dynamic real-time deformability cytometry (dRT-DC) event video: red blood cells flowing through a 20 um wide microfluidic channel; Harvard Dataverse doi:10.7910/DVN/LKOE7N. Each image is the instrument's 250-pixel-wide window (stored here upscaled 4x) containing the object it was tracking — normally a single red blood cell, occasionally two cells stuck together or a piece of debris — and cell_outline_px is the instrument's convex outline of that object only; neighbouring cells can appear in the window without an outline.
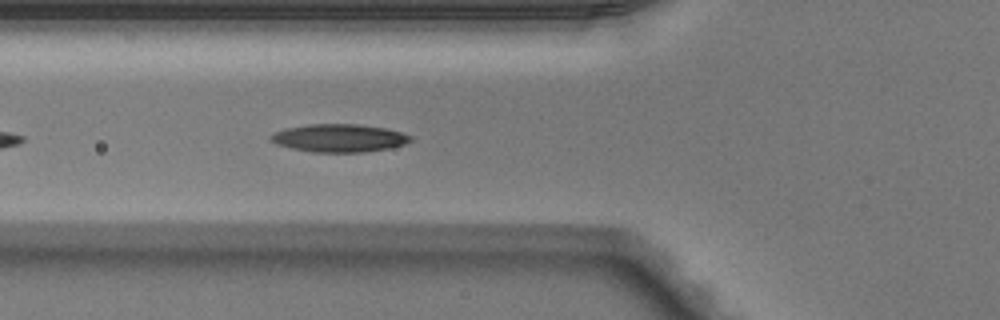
{"species": "Egyptian fruit bat (a non-hibernating species)", "species_latin": "Rousettus aegyptiacus", "temperature_condition": "warm", "stored_images_in_passage": 36, "camera_frame_rate_fps": 3000, "um_per_image_px": 0.085, "animal": {"sex": "male"}, "frame": {"image": 1, "passage_image": 5, "time_ms": 1.333, "image_size_px": [1000, 320], "cell_outline_px": [[412, 140], [404, 144], [388, 148], [364, 152], [312, 152], [292, 148], [276, 144], [268, 136], [284, 128], [308, 124], [360, 124], [384, 128], [400, 132], [412, 136]], "centroid_in_image_um": [28.81, 11.73], "position_along_channel_um": 97.0, "area_um2": 22.66}}
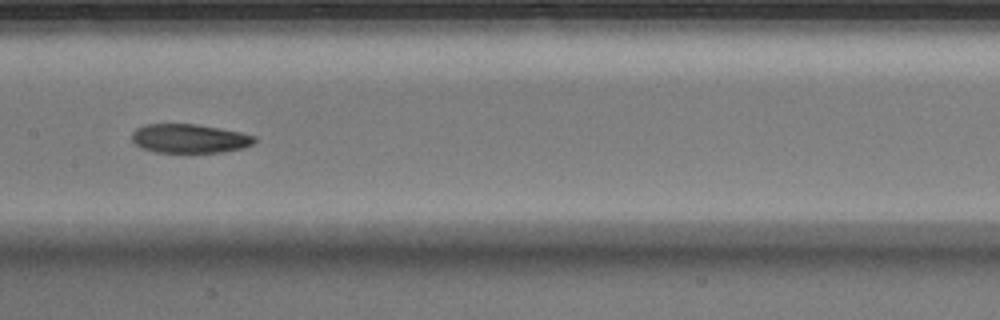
{"frame": {"image": 2, "passage_image": 12, "time_ms": 3.667, "image_size_px": [1000, 320], "cell_outline_px": [[256, 140], [252, 144], [244, 148], [224, 152], [156, 152], [140, 148], [132, 140], [132, 132], [136, 128], [144, 124], [196, 124], [240, 132], [256, 136]], "centroid_in_image_um": [16.09, 11.77], "position_along_channel_um": 191.3, "area_um2": 20.75}}
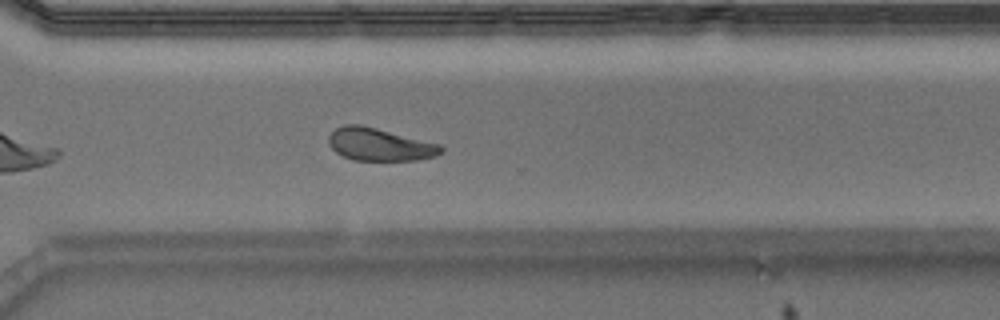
{"frame": {"image": 3, "passage_image": 23, "time_ms": 7.333, "image_size_px": [1000, 320], "cell_outline_px": [[444, 152], [436, 156], [416, 160], [352, 160], [336, 152], [328, 144], [328, 136], [336, 128], [344, 124], [360, 124], [440, 144], [444, 148]], "centroid_in_image_um": [32.27, 12.28], "position_along_channel_um": 338.3, "area_um2": 21.39}, "authors_computed_cell_mechanics": {"area_um2": 22.253, "velocity_mm_per_s": 4.0204, "shape_relaxation_time_tau1_ms": 9.3564, "shape_relaxation_time_tau2_ms": 7.6801, "deformation_change_tau1": 0.2176, "deformation_change_tau2": 0.1634}}